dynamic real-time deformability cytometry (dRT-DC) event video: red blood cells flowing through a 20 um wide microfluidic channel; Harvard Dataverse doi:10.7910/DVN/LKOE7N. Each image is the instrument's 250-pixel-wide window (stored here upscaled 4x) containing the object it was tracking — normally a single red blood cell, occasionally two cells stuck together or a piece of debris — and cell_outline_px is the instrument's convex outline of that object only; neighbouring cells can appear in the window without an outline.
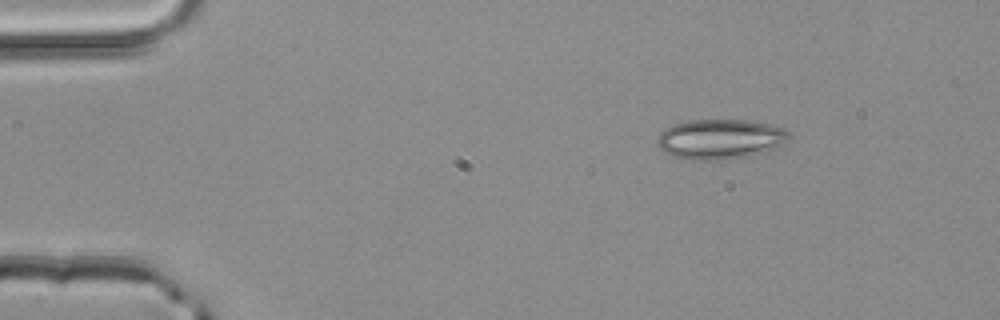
{"species": "common noctule bat (a hibernating species)", "species_latin": "Nyctalus noctula", "temperature_condition": "room temperature", "stored_images_in_passage": 2, "camera_frame_rate_fps": 3000, "um_per_image_px": 0.085, "animal": {"sex": "male", "body_mass_g": 20.4}, "frame": {"image": 1, "passage_image": 1, "time_ms": 0.0, "image_size_px": [1000, 320], "cell_outline_px": [[792, 136], [784, 144], [772, 148], [744, 156], [720, 160], [688, 160], [672, 156], [664, 152], [656, 144], [656, 140], [660, 132], [664, 128], [688, 120], [748, 120], [768, 124], [784, 128]], "centroid_in_image_um": [61.16, 11.82], "position_along_channel_um": 23.8, "area_um2": 30.58}}